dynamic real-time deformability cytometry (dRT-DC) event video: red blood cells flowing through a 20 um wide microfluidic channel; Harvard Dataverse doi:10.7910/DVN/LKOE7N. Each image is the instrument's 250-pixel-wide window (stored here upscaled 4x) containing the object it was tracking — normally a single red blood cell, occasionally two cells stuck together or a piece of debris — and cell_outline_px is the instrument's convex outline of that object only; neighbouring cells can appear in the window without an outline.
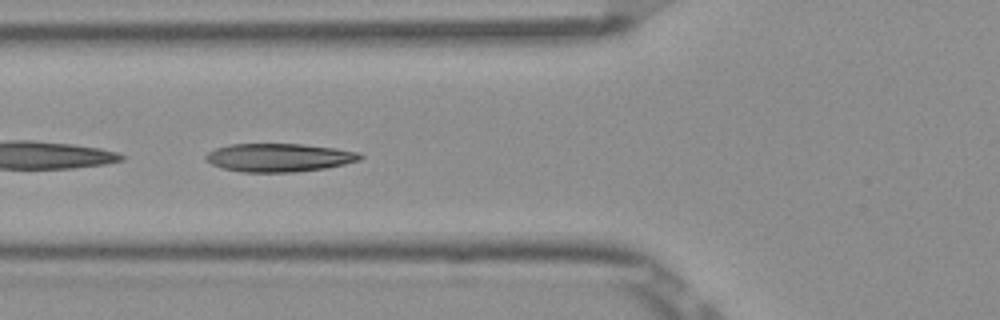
{"species": "Egyptian fruit bat (a non-hibernating species)", "species_latin": "Rousettus aegyptiacus", "temperature_condition": "room temperature", "stored_images_in_passage": 52, "camera_frame_rate_fps": 3000, "um_per_image_px": 0.085, "frame": {"image": 1, "passage_image": 19, "time_ms": 6.0, "image_size_px": [1000, 320], "cell_outline_px": [[364, 156], [360, 160], [344, 164], [324, 168], [292, 172], [244, 172], [224, 168], [212, 164], [204, 156], [208, 152], [216, 148], [228, 144], [304, 144], [336, 148], [360, 152]], "centroid_in_image_um": [23.75, 13.38], "position_along_channel_um": 102.1, "area_um2": 25.37}}
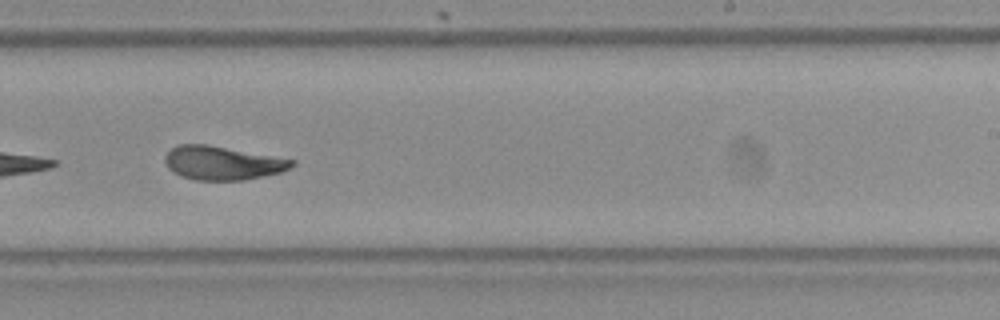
{"frame": {"image": 2, "passage_image": 32, "time_ms": 10.333, "image_size_px": [1000, 320], "cell_outline_px": [[296, 164], [280, 172], [244, 180], [196, 180], [184, 176], [168, 168], [164, 160], [164, 156], [172, 148], [180, 144], [208, 144], [296, 160]], "centroid_in_image_um": [18.92, 13.84], "position_along_channel_um": 270.1, "area_um2": 24.68}}
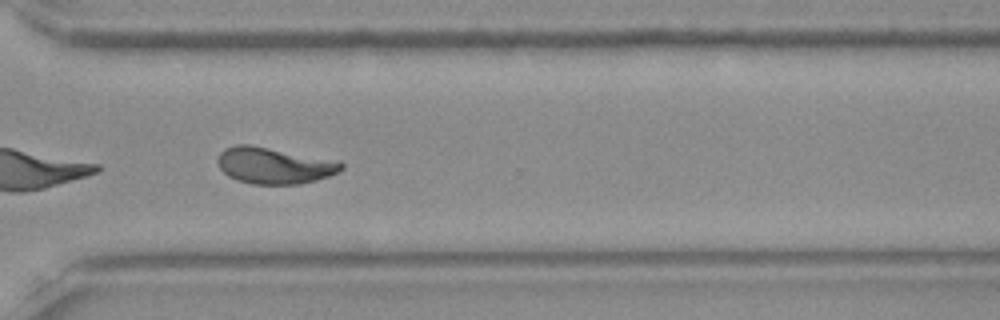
{"frame": {"image": 3, "passage_image": 38, "time_ms": 12.333, "image_size_px": [1000, 320], "cell_outline_px": [[344, 168], [328, 176], [316, 180], [300, 184], [252, 184], [236, 180], [228, 176], [220, 168], [216, 160], [220, 152], [224, 148], [236, 144], [248, 144], [340, 160], [344, 164]], "centroid_in_image_um": [23.3, 14.06], "position_along_channel_um": 347.3, "area_um2": 26.47}, "authors_computed_cell_mechanics": {"area_um2": 26.0678, "velocity_mm_per_s": 3.8685, "shape_relaxation_time_tau1_ms": 5.5392, "shape_relaxation_time_tau2_ms": 1.6606, "deformation_change_tau1": 0.2078, "deformation_change_tau2": 0.0769}}